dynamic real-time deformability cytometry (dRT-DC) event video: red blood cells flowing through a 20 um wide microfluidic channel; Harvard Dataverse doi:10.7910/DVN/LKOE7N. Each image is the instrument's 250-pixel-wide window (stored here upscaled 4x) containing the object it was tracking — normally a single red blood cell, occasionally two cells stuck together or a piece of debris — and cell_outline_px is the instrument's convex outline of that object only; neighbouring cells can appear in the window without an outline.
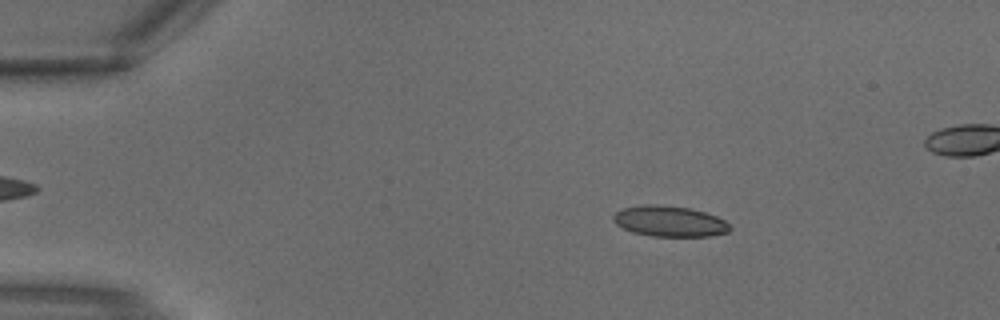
{"species": "common noctule bat (a hibernating species)", "species_latin": "Nyctalus noctula", "temperature_condition": "warm", "stored_images_in_passage": 4, "camera_frame_rate_fps": 3000, "um_per_image_px": 0.085, "animal": {"sex": "male", "body_mass_g": 18.8}, "frame": {"image": 1, "passage_image": 2, "time_ms": 0.333, "image_size_px": [1000, 320], "cell_outline_px": [[732, 228], [728, 232], [708, 236], [652, 236], [632, 232], [616, 224], [612, 220], [612, 216], [616, 212], [624, 208], [644, 204], [660, 204], [688, 208], [704, 212], [716, 216], [724, 220]], "centroid_in_image_um": [56.89, 18.8], "position_along_channel_um": 28.1, "area_um2": 20.81}}